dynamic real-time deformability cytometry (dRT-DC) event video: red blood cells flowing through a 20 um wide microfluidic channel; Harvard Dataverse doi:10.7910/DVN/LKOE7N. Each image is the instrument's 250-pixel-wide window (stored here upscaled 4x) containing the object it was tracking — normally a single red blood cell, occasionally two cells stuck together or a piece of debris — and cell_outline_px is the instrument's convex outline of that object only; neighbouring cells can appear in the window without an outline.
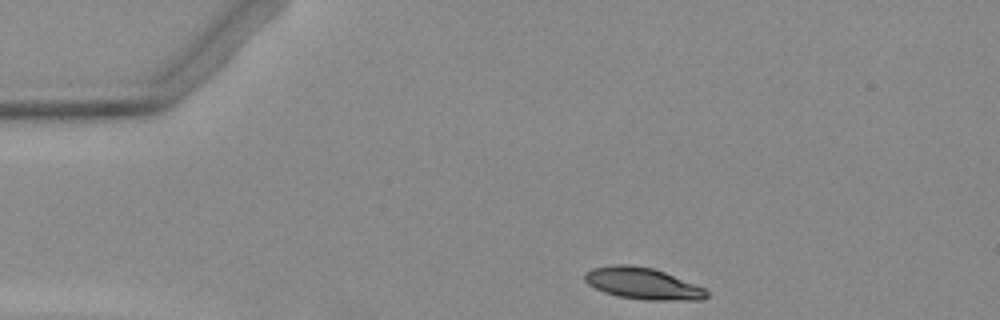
{"species": "Egyptian fruit bat (a non-hibernating species)", "species_latin": "Rousettus aegyptiacus", "temperature_condition": "warm", "stored_images_in_passage": 4, "camera_frame_rate_fps": 3000, "um_per_image_px": 0.085, "animal": {"sex": "female"}, "frame": {"image": 1, "passage_image": 1, "time_ms": 0.0, "image_size_px": [1000, 320], "cell_outline_px": [[708, 296], [704, 300], [644, 300], [620, 296], [604, 292], [588, 284], [584, 280], [584, 272], [592, 268], [616, 264], [632, 264], [652, 268], [664, 272], [704, 288], [708, 292]], "centroid_in_image_um": [54.61, 24.09], "position_along_channel_um": 30.4, "area_um2": 22.37}}
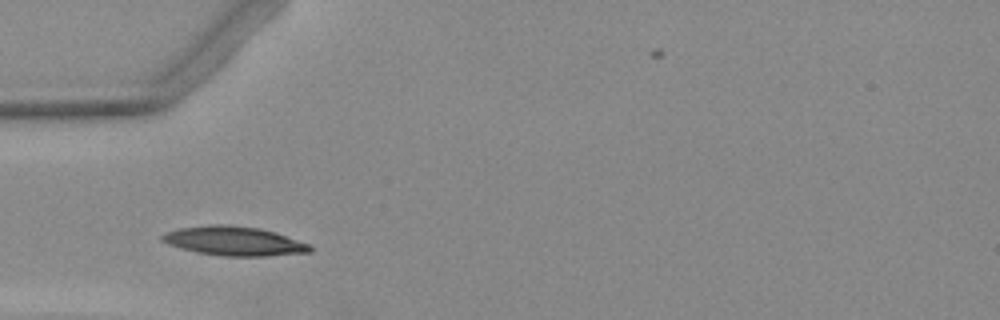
{"frame": {"image": 2, "passage_image": 3, "time_ms": 2.333, "image_size_px": [1000, 320], "cell_outline_px": [[312, 252], [268, 256], [220, 256], [196, 252], [180, 248], [168, 244], [160, 240], [160, 236], [164, 232], [180, 228], [216, 224], [220, 224], [260, 228], [276, 232], [308, 244], [312, 248]], "centroid_in_image_um": [19.87, 20.49], "position_along_channel_um": 65.1, "area_um2": 25.14}}
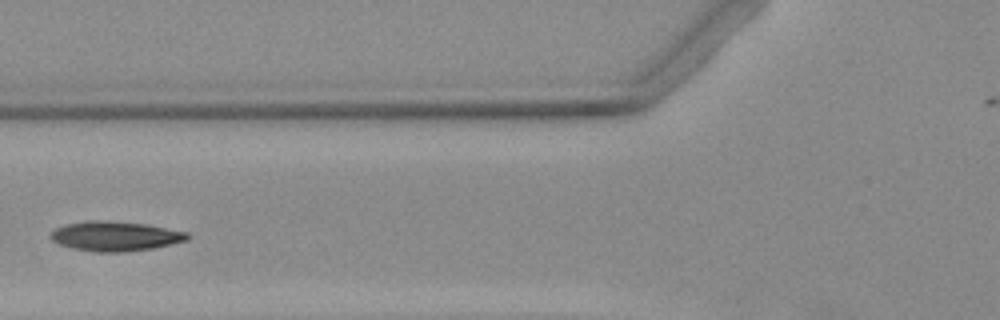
{"frame": {"image": 3, "passage_image": 4, "time_ms": 3.667, "image_size_px": [1000, 320], "cell_outline_px": [[192, 236], [188, 240], [152, 248], [124, 252], [96, 252], [72, 248], [56, 244], [48, 236], [56, 228], [64, 224], [88, 220], [104, 220], [148, 224], [188, 232]], "centroid_in_image_um": [9.78, 20.07], "position_along_channel_um": 116.0, "area_um2": 23.93}}